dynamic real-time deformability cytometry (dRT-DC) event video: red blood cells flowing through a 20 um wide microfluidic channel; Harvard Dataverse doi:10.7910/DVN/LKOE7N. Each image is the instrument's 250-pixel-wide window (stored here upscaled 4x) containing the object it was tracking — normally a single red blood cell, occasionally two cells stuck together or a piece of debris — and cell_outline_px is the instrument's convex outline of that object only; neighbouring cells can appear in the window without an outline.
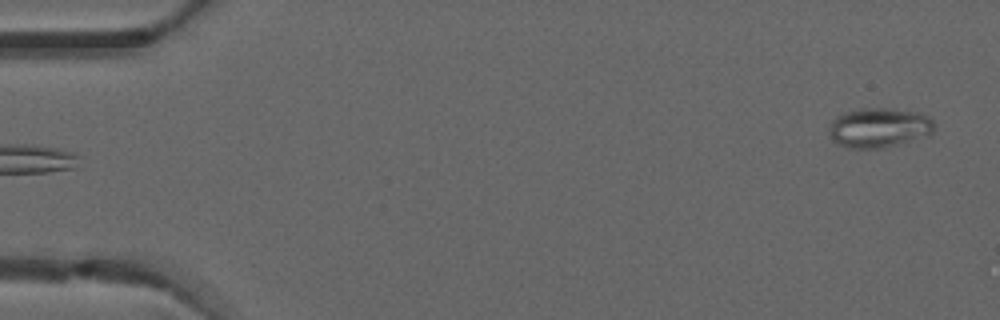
{"species": "common noctule bat (a hibernating species)", "species_latin": "Nyctalus noctula", "temperature_condition": "warm", "stored_images_in_passage": 5, "segment_of_instrument_passage": [2, 2], "camera_frame_rate_fps": 3000, "um_per_image_px": 0.085, "animal": {"sex": "male", "forearm_length_mm": 52.5}, "frame": {"image": 1, "passage_image": 5, "time_ms": 1.333, "image_size_px": [1000, 320], "cell_outline_px": [[932, 132], [928, 136], [884, 148], [848, 148], [832, 140], [828, 132], [832, 120], [836, 116], [860, 108], [884, 108], [916, 112], [928, 116], [932, 120]], "centroid_in_image_um": [74.69, 10.86], "position_along_channel_um": 10.3, "area_um2": 24.16}}